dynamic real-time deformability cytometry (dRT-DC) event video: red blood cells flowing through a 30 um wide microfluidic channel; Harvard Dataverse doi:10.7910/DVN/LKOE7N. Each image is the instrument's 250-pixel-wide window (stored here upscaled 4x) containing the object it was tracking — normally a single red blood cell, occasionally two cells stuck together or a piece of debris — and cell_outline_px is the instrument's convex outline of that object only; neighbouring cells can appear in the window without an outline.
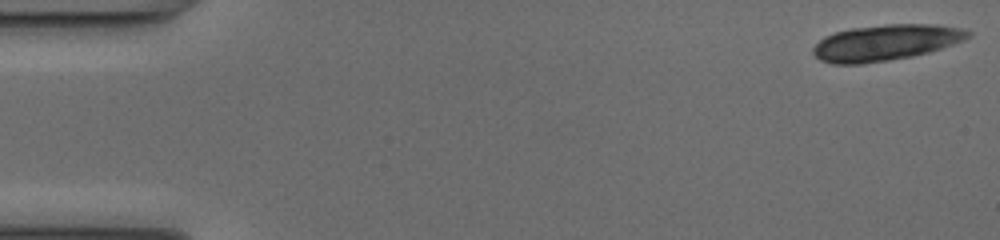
{"species": "common noctule bat (a hibernating species)", "species_latin": "Nyctalus noctula", "temperature_condition": "cold", "stored_images_in_passage": 12, "camera_frame_rate_fps": 3000, "um_per_image_px": 0.085, "animal": {"sex": "female", "body_mass_g": 17.0, "forearm_length_mm": 48.0}, "frame": {"image": 1, "passage_image": 1, "time_ms": 0.0, "image_size_px": [1000, 240], "cell_outline_px": [[972, 36], [964, 40], [928, 52], [912, 56], [888, 60], [860, 64], [832, 64], [820, 60], [812, 52], [812, 48], [824, 36], [836, 32], [852, 28], [888, 24], [936, 24], [960, 28], [972, 32]], "centroid_in_image_um": [75.28, 3.62], "position_along_channel_um": 9.7, "area_um2": 32.31}}